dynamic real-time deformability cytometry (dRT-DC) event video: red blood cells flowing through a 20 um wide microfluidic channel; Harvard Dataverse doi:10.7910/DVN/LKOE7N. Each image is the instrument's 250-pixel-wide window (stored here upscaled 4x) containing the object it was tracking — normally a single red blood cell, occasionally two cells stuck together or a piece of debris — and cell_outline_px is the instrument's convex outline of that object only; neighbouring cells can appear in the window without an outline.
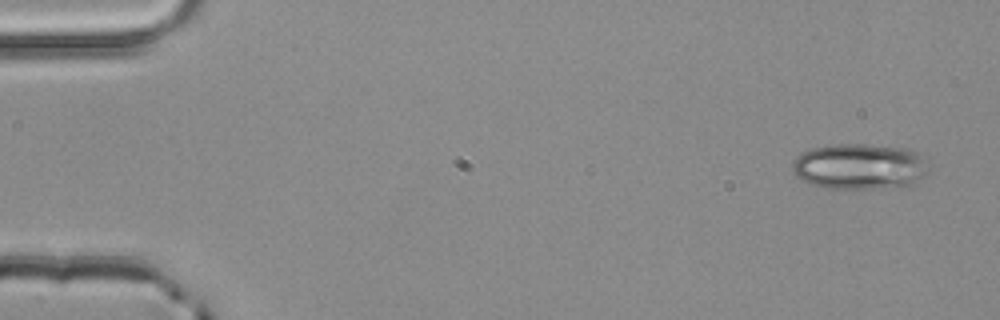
{"species": "common noctule bat (a hibernating species)", "species_latin": "Nyctalus noctula", "temperature_condition": "room temperature", "stored_images_in_passage": 5, "camera_frame_rate_fps": 3000, "um_per_image_px": 0.085, "animal": {"sex": "male", "body_mass_g": 20.4}, "frame": {"image": 1, "passage_image": 1, "time_ms": 0.0, "image_size_px": [1000, 320], "cell_outline_px": [[928, 168], [924, 176], [912, 184], [872, 188], [824, 188], [800, 180], [792, 172], [792, 160], [796, 156], [812, 148], [832, 144], [864, 144], [904, 148], [916, 152], [928, 160]], "centroid_in_image_um": [73.03, 14.14], "position_along_channel_um": 12.0, "area_um2": 36.36}}
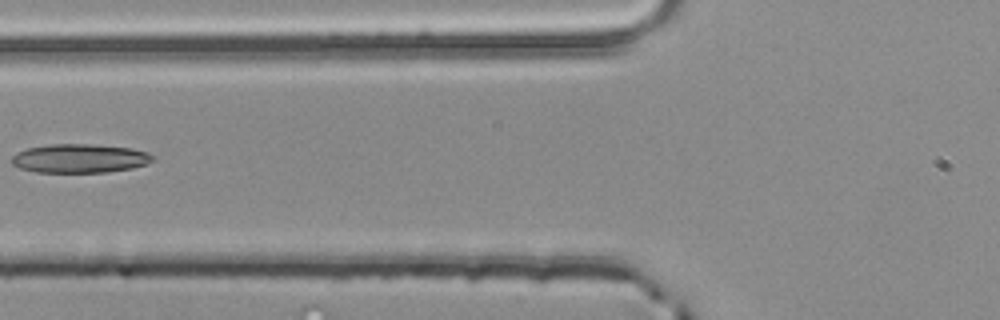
{"frame": {"image": 2, "passage_image": 5, "time_ms": 1.333, "image_size_px": [1000, 320], "cell_outline_px": [[156, 156], [148, 164], [132, 168], [108, 172], [36, 172], [20, 168], [12, 164], [12, 156], [16, 152], [28, 148], [52, 144], [92, 144], [132, 148], [148, 152]], "centroid_in_image_um": [6.81, 13.46], "position_along_channel_um": 119.0, "area_um2": 23.81}}